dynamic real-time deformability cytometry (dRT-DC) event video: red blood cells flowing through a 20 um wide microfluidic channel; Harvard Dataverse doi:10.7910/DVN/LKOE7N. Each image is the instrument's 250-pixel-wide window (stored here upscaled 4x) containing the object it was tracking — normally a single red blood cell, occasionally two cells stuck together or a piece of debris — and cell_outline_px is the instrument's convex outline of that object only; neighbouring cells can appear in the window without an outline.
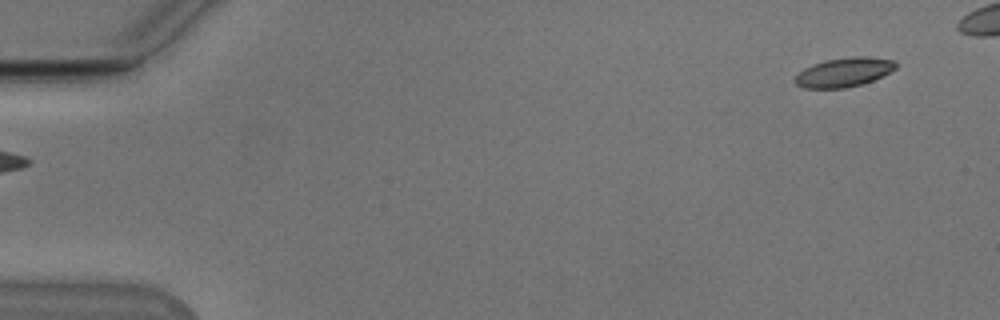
{"species": "Egyptian fruit bat (a non-hibernating species)", "species_latin": "Rousettus aegyptiacus", "temperature_condition": "cold", "stored_images_in_passage": 47, "camera_frame_rate_fps": 3000, "um_per_image_px": 0.085, "animal": {"sex": "male"}, "frame": {"image": 1, "passage_image": 1, "time_ms": 0.0, "image_size_px": [1000, 320], "cell_outline_px": [[896, 68], [872, 80], [860, 84], [844, 88], [804, 88], [796, 84], [792, 80], [804, 68], [812, 64], [828, 60], [852, 56], [868, 56], [896, 60]], "centroid_in_image_um": [71.71, 6.13], "position_along_channel_um": 13.3, "area_um2": 16.99}}
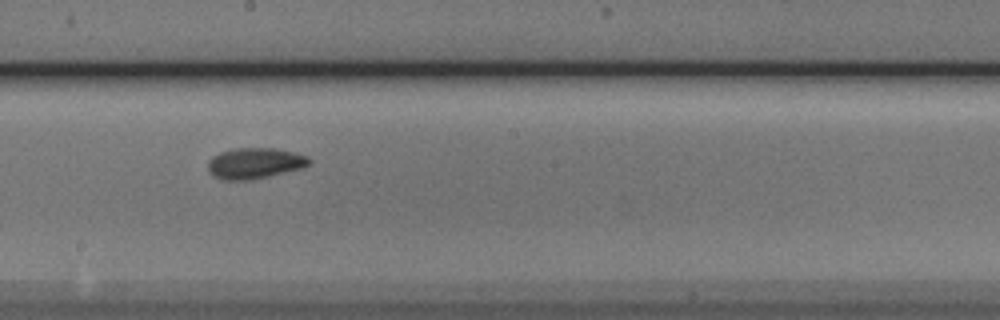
{"frame": {"image": 2, "passage_image": 28, "time_ms": 9.0, "image_size_px": [1000, 320], "cell_outline_px": [[312, 160], [304, 168], [268, 176], [248, 180], [224, 180], [212, 176], [208, 172], [208, 160], [212, 156], [220, 152], [232, 148], [272, 148], [292, 152], [308, 156]], "centroid_in_image_um": [21.62, 13.87], "position_along_channel_um": 226.6, "area_um2": 18.32}}
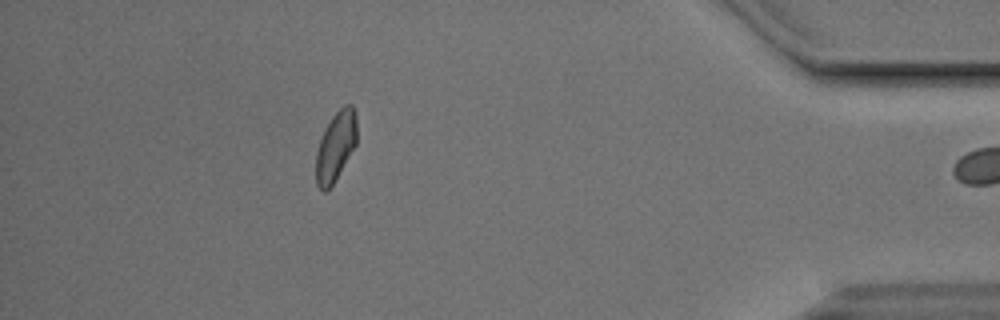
{"frame": {"image": 3, "passage_image": 46, "time_ms": 15.0, "image_size_px": [1000, 320], "cell_outline_px": [[356, 144], [328, 192], [324, 192], [316, 184], [316, 152], [324, 128], [332, 116], [344, 104], [352, 104], [356, 112]], "centroid_in_image_um": [28.52, 12.42], "position_along_channel_um": 406.7, "area_um2": 16.59}}